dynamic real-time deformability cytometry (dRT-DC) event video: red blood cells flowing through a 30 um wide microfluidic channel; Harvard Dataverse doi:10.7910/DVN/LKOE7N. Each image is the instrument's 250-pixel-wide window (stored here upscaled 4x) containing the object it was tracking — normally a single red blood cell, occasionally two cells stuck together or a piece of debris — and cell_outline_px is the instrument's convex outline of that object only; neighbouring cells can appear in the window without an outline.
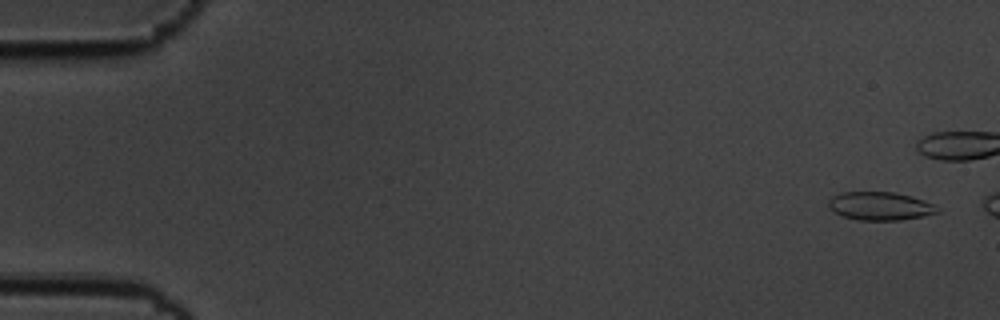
{"species": "common noctule bat (a hibernating species)", "species_latin": "Nyctalus noctula", "temperature_condition": "cold", "stored_images_in_passage": 11, "camera_frame_rate_fps": 3000, "um_per_image_px": 0.085, "animal": {"sex": "male", "body_mass_g": 19.5, "forearm_length_mm": 54.6}, "frame": {"image": 1, "passage_image": 2, "time_ms": 0.333, "image_size_px": [1000, 320], "cell_outline_px": [[940, 212], [924, 216], [900, 220], [856, 220], [832, 212], [828, 208], [828, 200], [832, 196], [840, 192], [896, 192], [912, 196], [924, 200], [940, 208]], "centroid_in_image_um": [74.79, 17.51], "position_along_channel_um": 10.2, "area_um2": 18.21}}